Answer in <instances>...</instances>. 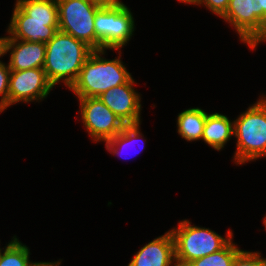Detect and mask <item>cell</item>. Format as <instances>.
Wrapping results in <instances>:
<instances>
[{"label": "cell", "mask_w": 266, "mask_h": 266, "mask_svg": "<svg viewBox=\"0 0 266 266\" xmlns=\"http://www.w3.org/2000/svg\"><path fill=\"white\" fill-rule=\"evenodd\" d=\"M45 45L43 70L48 81L53 86L61 81L70 88L77 80L83 64L94 50L83 41L60 30Z\"/></svg>", "instance_id": "1"}, {"label": "cell", "mask_w": 266, "mask_h": 266, "mask_svg": "<svg viewBox=\"0 0 266 266\" xmlns=\"http://www.w3.org/2000/svg\"><path fill=\"white\" fill-rule=\"evenodd\" d=\"M105 53V50H94L83 64L77 80L69 88L77 98L98 97L132 78L121 61V50L112 60L102 57Z\"/></svg>", "instance_id": "2"}, {"label": "cell", "mask_w": 266, "mask_h": 266, "mask_svg": "<svg viewBox=\"0 0 266 266\" xmlns=\"http://www.w3.org/2000/svg\"><path fill=\"white\" fill-rule=\"evenodd\" d=\"M234 122V137L237 138L233 161L241 165L266 157V96L240 113Z\"/></svg>", "instance_id": "3"}, {"label": "cell", "mask_w": 266, "mask_h": 266, "mask_svg": "<svg viewBox=\"0 0 266 266\" xmlns=\"http://www.w3.org/2000/svg\"><path fill=\"white\" fill-rule=\"evenodd\" d=\"M174 239L175 263L187 266L195 259L223 249L233 240L232 230L222 237L209 228L191 225L189 220H182L170 230Z\"/></svg>", "instance_id": "4"}, {"label": "cell", "mask_w": 266, "mask_h": 266, "mask_svg": "<svg viewBox=\"0 0 266 266\" xmlns=\"http://www.w3.org/2000/svg\"><path fill=\"white\" fill-rule=\"evenodd\" d=\"M94 28L99 50L119 51L131 40L135 21L131 10L122 2L101 6L95 14Z\"/></svg>", "instance_id": "5"}, {"label": "cell", "mask_w": 266, "mask_h": 266, "mask_svg": "<svg viewBox=\"0 0 266 266\" xmlns=\"http://www.w3.org/2000/svg\"><path fill=\"white\" fill-rule=\"evenodd\" d=\"M57 5L59 30L99 50L94 20L101 6L88 0H57Z\"/></svg>", "instance_id": "6"}, {"label": "cell", "mask_w": 266, "mask_h": 266, "mask_svg": "<svg viewBox=\"0 0 266 266\" xmlns=\"http://www.w3.org/2000/svg\"><path fill=\"white\" fill-rule=\"evenodd\" d=\"M220 18L233 26L240 41L252 50L266 42V25L256 16L255 0H230Z\"/></svg>", "instance_id": "7"}, {"label": "cell", "mask_w": 266, "mask_h": 266, "mask_svg": "<svg viewBox=\"0 0 266 266\" xmlns=\"http://www.w3.org/2000/svg\"><path fill=\"white\" fill-rule=\"evenodd\" d=\"M83 126L94 142H104L125 127V123L117 117L99 97L78 98Z\"/></svg>", "instance_id": "8"}, {"label": "cell", "mask_w": 266, "mask_h": 266, "mask_svg": "<svg viewBox=\"0 0 266 266\" xmlns=\"http://www.w3.org/2000/svg\"><path fill=\"white\" fill-rule=\"evenodd\" d=\"M43 68L11 71L9 78L8 107L13 104L44 100L53 89Z\"/></svg>", "instance_id": "9"}, {"label": "cell", "mask_w": 266, "mask_h": 266, "mask_svg": "<svg viewBox=\"0 0 266 266\" xmlns=\"http://www.w3.org/2000/svg\"><path fill=\"white\" fill-rule=\"evenodd\" d=\"M133 77L125 84L115 86L99 95V99L126 125L141 123V94L133 87Z\"/></svg>", "instance_id": "10"}, {"label": "cell", "mask_w": 266, "mask_h": 266, "mask_svg": "<svg viewBox=\"0 0 266 266\" xmlns=\"http://www.w3.org/2000/svg\"><path fill=\"white\" fill-rule=\"evenodd\" d=\"M9 23L7 34L17 40L36 43L49 42L59 30L58 21L28 20V15L17 5Z\"/></svg>", "instance_id": "11"}, {"label": "cell", "mask_w": 266, "mask_h": 266, "mask_svg": "<svg viewBox=\"0 0 266 266\" xmlns=\"http://www.w3.org/2000/svg\"><path fill=\"white\" fill-rule=\"evenodd\" d=\"M171 231L158 236L134 254L127 266H177Z\"/></svg>", "instance_id": "12"}, {"label": "cell", "mask_w": 266, "mask_h": 266, "mask_svg": "<svg viewBox=\"0 0 266 266\" xmlns=\"http://www.w3.org/2000/svg\"><path fill=\"white\" fill-rule=\"evenodd\" d=\"M8 52L10 53L8 65L11 71L44 67L46 45L43 42L22 41L9 36Z\"/></svg>", "instance_id": "13"}, {"label": "cell", "mask_w": 266, "mask_h": 266, "mask_svg": "<svg viewBox=\"0 0 266 266\" xmlns=\"http://www.w3.org/2000/svg\"><path fill=\"white\" fill-rule=\"evenodd\" d=\"M234 136V122L220 113L207 114L202 139L213 149L220 151Z\"/></svg>", "instance_id": "14"}, {"label": "cell", "mask_w": 266, "mask_h": 266, "mask_svg": "<svg viewBox=\"0 0 266 266\" xmlns=\"http://www.w3.org/2000/svg\"><path fill=\"white\" fill-rule=\"evenodd\" d=\"M207 114L198 107L182 111L177 115V133L186 141L201 140Z\"/></svg>", "instance_id": "15"}, {"label": "cell", "mask_w": 266, "mask_h": 266, "mask_svg": "<svg viewBox=\"0 0 266 266\" xmlns=\"http://www.w3.org/2000/svg\"><path fill=\"white\" fill-rule=\"evenodd\" d=\"M28 20L58 21L57 0H16Z\"/></svg>", "instance_id": "16"}, {"label": "cell", "mask_w": 266, "mask_h": 266, "mask_svg": "<svg viewBox=\"0 0 266 266\" xmlns=\"http://www.w3.org/2000/svg\"><path fill=\"white\" fill-rule=\"evenodd\" d=\"M140 124L141 123L125 125V127L122 129V131L120 133H118L114 137L104 141L106 149L112 155L116 154L119 157H121V155L123 156V154H121V153H123V151L127 150L126 148H129L130 146L133 147V144H137L136 142H138L141 139H143L142 137L144 135L140 132L141 129H139L140 128ZM144 145L145 144L143 143V146ZM142 148L145 149L144 147H142ZM123 149H125V150H123ZM134 154H136V152Z\"/></svg>", "instance_id": "17"}, {"label": "cell", "mask_w": 266, "mask_h": 266, "mask_svg": "<svg viewBox=\"0 0 266 266\" xmlns=\"http://www.w3.org/2000/svg\"><path fill=\"white\" fill-rule=\"evenodd\" d=\"M3 249L0 248V266H33L36 263L29 260V247L16 236Z\"/></svg>", "instance_id": "18"}, {"label": "cell", "mask_w": 266, "mask_h": 266, "mask_svg": "<svg viewBox=\"0 0 266 266\" xmlns=\"http://www.w3.org/2000/svg\"><path fill=\"white\" fill-rule=\"evenodd\" d=\"M241 249L231 240L223 249L190 262L187 266H232Z\"/></svg>", "instance_id": "19"}, {"label": "cell", "mask_w": 266, "mask_h": 266, "mask_svg": "<svg viewBox=\"0 0 266 266\" xmlns=\"http://www.w3.org/2000/svg\"><path fill=\"white\" fill-rule=\"evenodd\" d=\"M11 70L8 63L0 61V113L8 108L9 78Z\"/></svg>", "instance_id": "20"}, {"label": "cell", "mask_w": 266, "mask_h": 266, "mask_svg": "<svg viewBox=\"0 0 266 266\" xmlns=\"http://www.w3.org/2000/svg\"><path fill=\"white\" fill-rule=\"evenodd\" d=\"M263 259L260 252L241 250L236 255L232 266H260Z\"/></svg>", "instance_id": "21"}, {"label": "cell", "mask_w": 266, "mask_h": 266, "mask_svg": "<svg viewBox=\"0 0 266 266\" xmlns=\"http://www.w3.org/2000/svg\"><path fill=\"white\" fill-rule=\"evenodd\" d=\"M230 0H198L197 6L201 5L206 6V9H209L216 16L221 17L227 10Z\"/></svg>", "instance_id": "22"}, {"label": "cell", "mask_w": 266, "mask_h": 266, "mask_svg": "<svg viewBox=\"0 0 266 266\" xmlns=\"http://www.w3.org/2000/svg\"><path fill=\"white\" fill-rule=\"evenodd\" d=\"M256 16L266 25V0H255Z\"/></svg>", "instance_id": "23"}, {"label": "cell", "mask_w": 266, "mask_h": 266, "mask_svg": "<svg viewBox=\"0 0 266 266\" xmlns=\"http://www.w3.org/2000/svg\"><path fill=\"white\" fill-rule=\"evenodd\" d=\"M88 1L97 4L99 6H115L122 3V1L120 0H88Z\"/></svg>", "instance_id": "24"}, {"label": "cell", "mask_w": 266, "mask_h": 266, "mask_svg": "<svg viewBox=\"0 0 266 266\" xmlns=\"http://www.w3.org/2000/svg\"><path fill=\"white\" fill-rule=\"evenodd\" d=\"M8 39H9V36L0 37V58L7 54Z\"/></svg>", "instance_id": "25"}, {"label": "cell", "mask_w": 266, "mask_h": 266, "mask_svg": "<svg viewBox=\"0 0 266 266\" xmlns=\"http://www.w3.org/2000/svg\"><path fill=\"white\" fill-rule=\"evenodd\" d=\"M61 264V260L55 262H36L33 266H59Z\"/></svg>", "instance_id": "26"}, {"label": "cell", "mask_w": 266, "mask_h": 266, "mask_svg": "<svg viewBox=\"0 0 266 266\" xmlns=\"http://www.w3.org/2000/svg\"><path fill=\"white\" fill-rule=\"evenodd\" d=\"M178 1L184 4H193V5H196L198 2V0H178Z\"/></svg>", "instance_id": "27"}, {"label": "cell", "mask_w": 266, "mask_h": 266, "mask_svg": "<svg viewBox=\"0 0 266 266\" xmlns=\"http://www.w3.org/2000/svg\"><path fill=\"white\" fill-rule=\"evenodd\" d=\"M260 266H266V258H264V259L261 261Z\"/></svg>", "instance_id": "28"}, {"label": "cell", "mask_w": 266, "mask_h": 266, "mask_svg": "<svg viewBox=\"0 0 266 266\" xmlns=\"http://www.w3.org/2000/svg\"><path fill=\"white\" fill-rule=\"evenodd\" d=\"M263 225H265V230H266V216L263 218Z\"/></svg>", "instance_id": "29"}]
</instances>
